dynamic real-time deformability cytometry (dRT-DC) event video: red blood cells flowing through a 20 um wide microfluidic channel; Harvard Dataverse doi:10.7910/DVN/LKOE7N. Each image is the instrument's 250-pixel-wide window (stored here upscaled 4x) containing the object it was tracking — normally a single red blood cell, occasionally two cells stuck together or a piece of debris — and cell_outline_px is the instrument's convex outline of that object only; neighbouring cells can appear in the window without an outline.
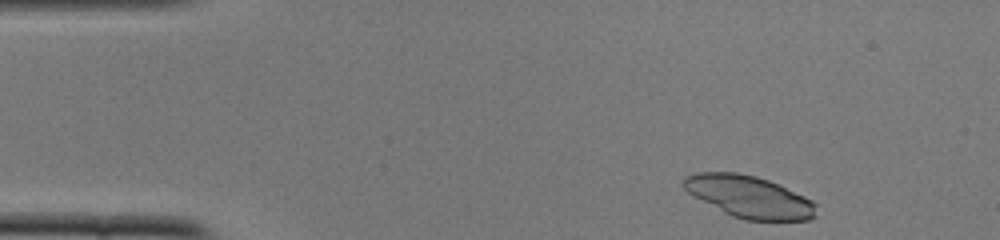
{"species": "common noctule bat (a hibernating species)", "species_latin": "Nyctalus noctula", "temperature_condition": "cold", "stored_images_in_passage": 45, "camera_frame_rate_fps": 3000, "um_per_image_px": 0.085, "animal": {"sex": "female", "body_mass_g": 22.0, "forearm_length_mm": 56.7}, "frame": {"image": 1, "passage_image": 1, "time_ms": 0.0, "image_size_px": [1000, 240], "cell_outline_px": [[816, 216], [808, 220], [744, 220], [732, 216], [724, 212], [688, 192], [680, 184], [684, 176], [696, 172], [736, 172], [756, 176], [768, 180], [804, 196], [812, 200], [816, 204]], "centroid_in_image_um": [63.66, 16.71], "position_along_channel_um": 21.3, "area_um2": 32.25}}